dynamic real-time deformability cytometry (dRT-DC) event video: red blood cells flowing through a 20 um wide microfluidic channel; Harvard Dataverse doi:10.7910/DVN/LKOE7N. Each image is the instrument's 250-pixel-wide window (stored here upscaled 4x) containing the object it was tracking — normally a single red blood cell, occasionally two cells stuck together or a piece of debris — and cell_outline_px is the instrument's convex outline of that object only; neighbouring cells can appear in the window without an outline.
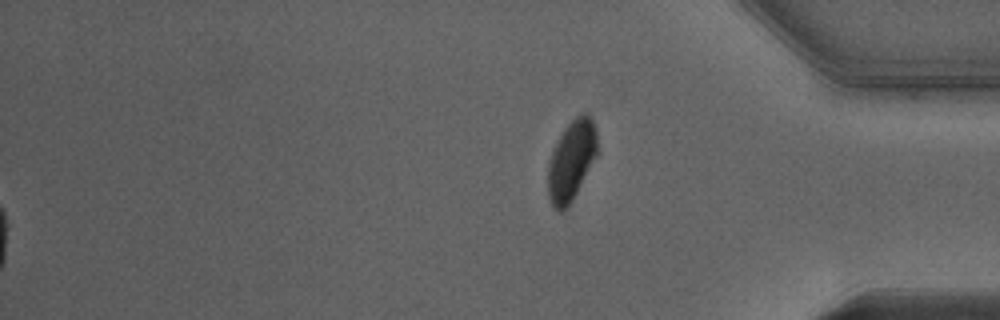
{"species": "Egyptian fruit bat (a non-hibernating species)", "species_latin": "Rousettus aegyptiacus", "temperature_condition": "warm", "stored_images_in_passage": 54, "segment_of_instrument_passage": [2, 2], "camera_frame_rate_fps": 3000, "um_per_image_px": 0.085, "animal": {"sex": "male"}, "frame": {"image": 1, "passage_image": 54, "time_ms": 17.667, "image_size_px": [1000, 320], "cell_outline_px": [[596, 156], [572, 200], [564, 212], [560, 212], [552, 204], [548, 196], [548, 164], [552, 152], [564, 128], [580, 112], [588, 112], [592, 116], [596, 128]], "centroid_in_image_um": [48.57, 13.6], "position_along_channel_um": 386.6, "area_um2": 22.83}}